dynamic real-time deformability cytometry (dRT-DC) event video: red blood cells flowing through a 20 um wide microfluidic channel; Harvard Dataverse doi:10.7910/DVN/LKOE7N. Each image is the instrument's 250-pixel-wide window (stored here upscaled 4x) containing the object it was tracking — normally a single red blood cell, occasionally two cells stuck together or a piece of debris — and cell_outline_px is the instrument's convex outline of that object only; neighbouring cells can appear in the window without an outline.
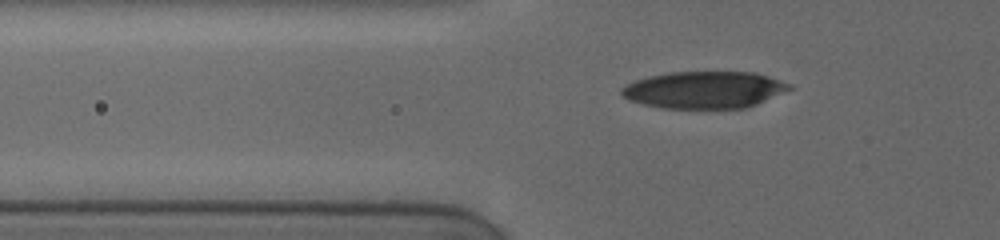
{"species": "human", "species_latin": "Homo sapiens", "temperature_condition": "cold", "stored_images_in_passage": 17, "camera_frame_rate_fps": 3000, "um_per_image_px": 0.085, "donor": {"sex": "female"}, "frame": {"image": 1, "passage_image": 4, "time_ms": 0.667, "image_size_px": [1000, 240], "cell_outline_px": [[792, 88], [756, 104], [744, 108], [660, 108], [628, 100], [620, 92], [620, 88], [636, 80], [648, 76], [668, 72], [752, 72], [768, 76], [792, 84]], "centroid_in_image_um": [59.84, 7.63], "position_along_channel_um": 66.0, "area_um2": 36.01}}
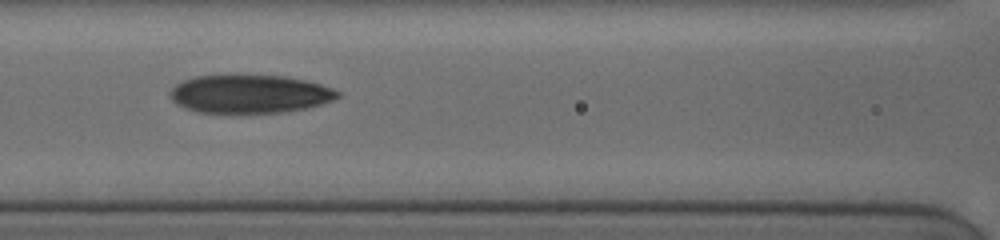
{"frame": {"image": 2, "passage_image": 13, "time_ms": 3.0, "image_size_px": [1000, 240], "cell_outline_px": [[340, 96], [332, 100], [308, 108], [280, 112], [196, 112], [184, 108], [176, 104], [168, 96], [168, 92], [176, 84], [184, 80], [196, 76], [224, 72], [228, 72], [284, 76], [304, 80], [320, 84], [332, 88], [340, 92]], "centroid_in_image_um": [21.15, 7.93], "position_along_channel_um": 145.4, "area_um2": 38.38}}
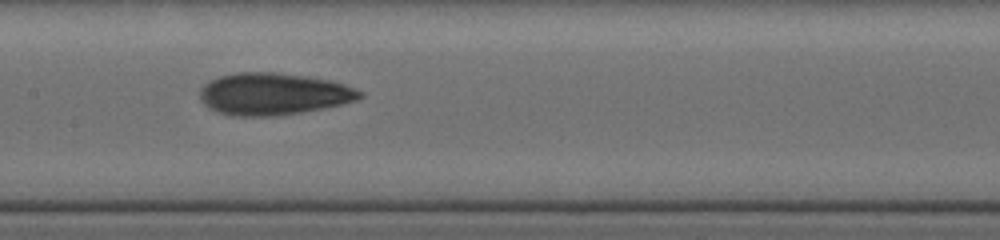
{"frame": {"image": 3, "passage_image": 16, "time_ms": 4.0, "image_size_px": [1000, 240], "cell_outline_px": [[364, 96], [356, 100], [340, 104], [300, 112], [276, 116], [232, 116], [216, 112], [208, 108], [200, 100], [200, 88], [208, 80], [220, 76], [236, 72], [276, 72], [304, 76], [328, 80], [344, 84], [364, 92]], "centroid_in_image_um": [23.18, 7.98], "position_along_channel_um": 184.2, "area_um2": 39.19}}